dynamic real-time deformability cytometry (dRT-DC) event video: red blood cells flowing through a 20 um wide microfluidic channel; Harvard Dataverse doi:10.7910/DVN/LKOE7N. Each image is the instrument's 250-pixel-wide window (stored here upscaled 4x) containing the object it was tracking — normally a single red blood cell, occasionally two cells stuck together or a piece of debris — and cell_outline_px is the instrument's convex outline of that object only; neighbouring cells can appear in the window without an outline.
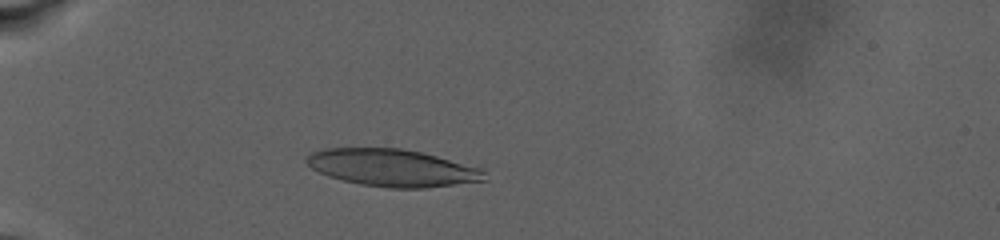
{"species": "human", "species_latin": "Homo sapiens", "temperature_condition": "warm", "stored_images_in_passage": 26, "camera_frame_rate_fps": 3000, "um_per_image_px": 0.085, "donor": {"sex": "male"}, "frame": {"image": 1, "passage_image": 22, "time_ms": 8.0, "image_size_px": [1000, 240], "cell_outline_px": [[488, 180], [424, 188], [388, 188], [360, 184], [328, 176], [312, 168], [304, 160], [312, 152], [324, 148], [400, 148], [420, 152], [436, 156], [480, 168], [484, 172]], "centroid_in_image_um": [33.34, 14.26], "position_along_channel_um": 51.7, "area_um2": 38.32}}
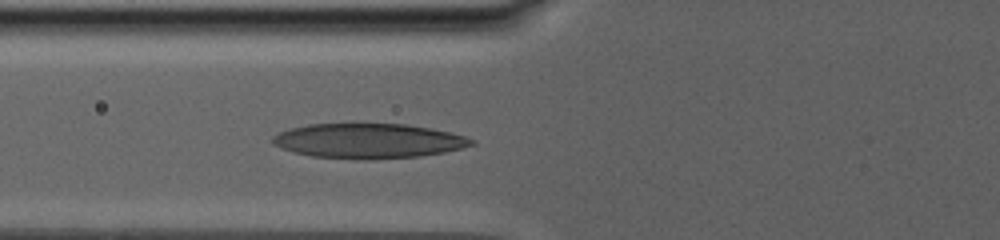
{"frame": {"image": 2, "passage_image": 26, "time_ms": 11.0, "image_size_px": [1000, 240], "cell_outline_px": [[476, 144], [444, 152], [420, 156], [372, 160], [364, 160], [312, 156], [292, 152], [280, 148], [272, 144], [272, 136], [280, 132], [292, 128], [308, 124], [352, 120], [408, 124], [432, 128], [464, 136], [476, 140]], "centroid_in_image_um": [31.27, 11.93], "position_along_channel_um": 94.5, "area_um2": 41.96}}